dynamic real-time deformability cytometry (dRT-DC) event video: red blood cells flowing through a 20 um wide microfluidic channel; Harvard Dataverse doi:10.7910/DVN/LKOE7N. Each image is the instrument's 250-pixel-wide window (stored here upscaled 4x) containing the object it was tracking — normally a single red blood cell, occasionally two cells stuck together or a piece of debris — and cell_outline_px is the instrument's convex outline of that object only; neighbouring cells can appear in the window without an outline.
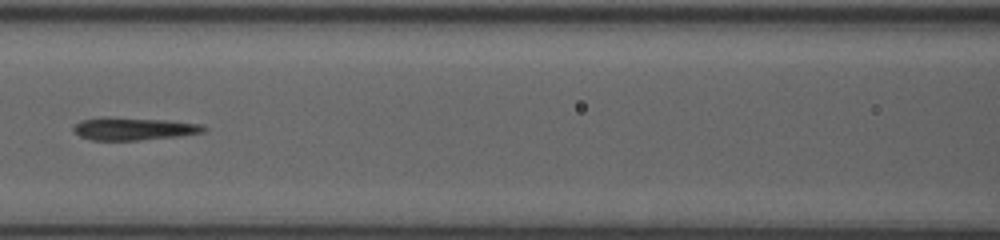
{"species": "human", "species_latin": "Homo sapiens", "temperature_condition": "room temperature", "stored_images_in_passage": 10, "camera_frame_rate_fps": 3000, "um_per_image_px": 0.085, "donor": {"sex": "female"}, "frame": {"image": 1, "passage_image": 5, "time_ms": 2.333, "image_size_px": [1000, 240], "cell_outline_px": [[208, 128], [204, 132], [176, 136], [136, 140], [92, 140], [80, 136], [72, 128], [80, 120], [100, 116], [104, 116], [168, 120], [204, 124]], "centroid_in_image_um": [11.36, 10.92], "position_along_channel_um": 155.2, "area_um2": 17.34}}